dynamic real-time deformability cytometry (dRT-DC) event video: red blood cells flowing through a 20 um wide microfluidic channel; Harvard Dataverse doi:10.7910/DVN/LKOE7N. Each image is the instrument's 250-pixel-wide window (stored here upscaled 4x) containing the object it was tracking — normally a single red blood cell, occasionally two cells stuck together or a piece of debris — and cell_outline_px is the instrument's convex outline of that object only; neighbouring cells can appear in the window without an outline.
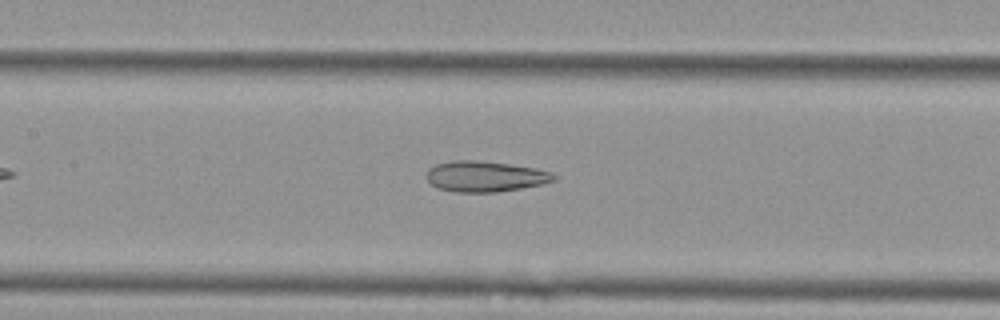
{"species": "Egyptian fruit bat (a non-hibernating species)", "species_latin": "Rousettus aegyptiacus", "temperature_condition": "cold", "stored_images_in_passage": 42, "camera_frame_rate_fps": 3000, "um_per_image_px": 0.085, "animal": {"sex": "female"}, "frame": {"image": 1, "passage_image": 15, "time_ms": 4.667, "image_size_px": [1000, 320], "cell_outline_px": [[556, 180], [544, 184], [496, 192], [456, 192], [436, 188], [428, 180], [428, 168], [436, 164], [452, 160], [476, 160], [508, 164], [536, 168], [548, 172], [556, 176]], "centroid_in_image_um": [41.22, 15.0], "position_along_channel_um": 166.2, "area_um2": 22.66}}
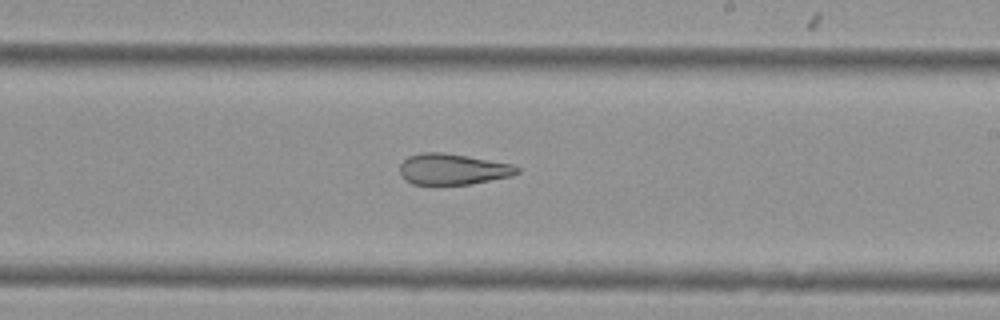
{"frame": {"image": 2, "passage_image": 22, "time_ms": 7.0, "image_size_px": [1000, 320], "cell_outline_px": [[520, 172], [512, 176], [468, 184], [412, 184], [404, 180], [400, 176], [400, 164], [408, 156], [420, 152], [440, 152], [468, 156], [512, 164], [520, 168]], "centroid_in_image_um": [38.46, 14.37], "position_along_channel_um": 250.5, "area_um2": 21.21}}
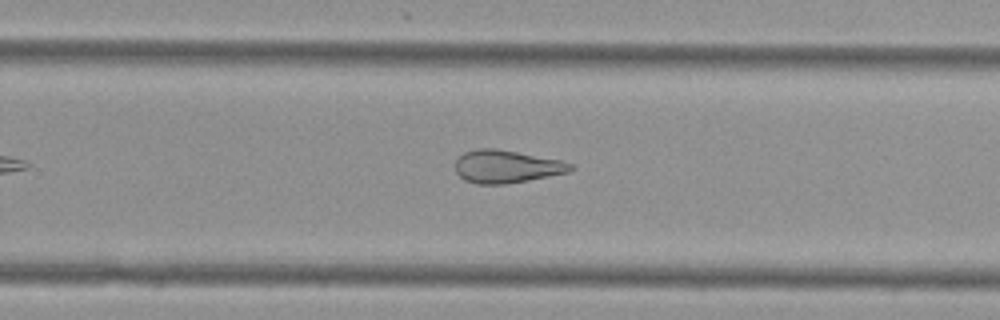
{"frame": {"image": 3, "passage_image": 25, "time_ms": 8.0, "image_size_px": [1000, 320], "cell_outline_px": [[572, 168], [568, 172], [528, 180], [504, 184], [476, 184], [464, 180], [456, 172], [456, 160], [464, 152], [476, 148], [496, 148], [560, 160], [572, 164]], "centroid_in_image_um": [43.0, 14.15], "position_along_channel_um": 286.8, "area_um2": 21.85}, "authors_computed_cell_mechanics": {"area_um2": 24.0448, "velocity_mm_per_s": 3.6361, "shape_relaxation_time_tau1_ms": null, "shape_relaxation_time_tau2_ms": 2.9609, "deformation_change_tau1": null, "deformation_change_tau2": 0.1287}}